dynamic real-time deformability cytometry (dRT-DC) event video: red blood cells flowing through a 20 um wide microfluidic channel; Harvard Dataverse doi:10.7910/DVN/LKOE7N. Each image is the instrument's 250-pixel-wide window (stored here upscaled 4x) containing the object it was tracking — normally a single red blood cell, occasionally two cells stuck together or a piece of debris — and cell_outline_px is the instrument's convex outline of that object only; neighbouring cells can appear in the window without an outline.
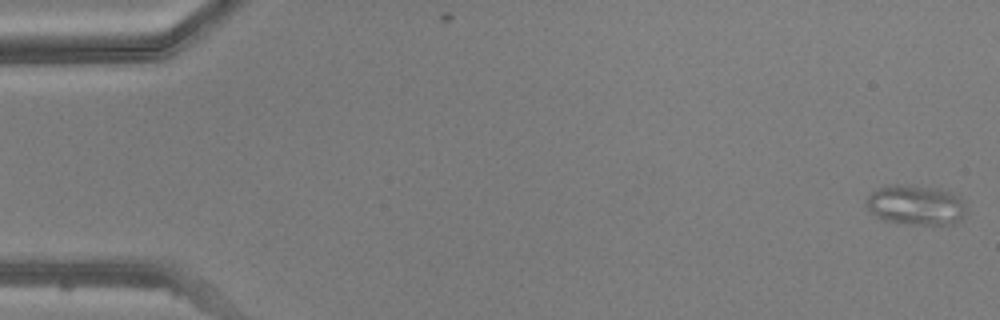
{"species": "common noctule bat (a hibernating species)", "species_latin": "Nyctalus noctula", "temperature_condition": "warm", "stored_images_in_passage": 50, "camera_frame_rate_fps": 3000, "um_per_image_px": 0.085, "animal": {"sex": "male", "body_mass_g": 20.5, "forearm_length_mm": 52.5}, "frame": {"image": 1, "passage_image": 1, "time_ms": 0.0, "image_size_px": [1000, 320], "cell_outline_px": [[964, 216], [960, 220], [952, 224], [908, 224], [884, 220], [876, 216], [868, 208], [868, 196], [872, 192], [880, 188], [896, 184], [908, 184], [936, 188], [952, 192], [960, 196], [964, 200]], "centroid_in_image_um": [77.89, 17.42], "position_along_channel_um": 7.1, "area_um2": 23.12}}
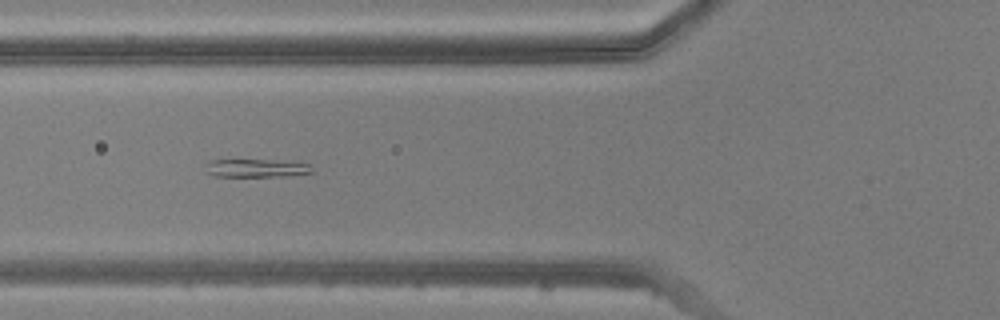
{"frame": {"image": 2, "passage_image": 19, "time_ms": 6.0, "image_size_px": [1000, 320], "cell_outline_px": [[312, 172], [284, 176], [216, 176], [208, 172], [204, 164], [208, 160], [268, 160], [308, 164]], "centroid_in_image_um": [21.69, 14.29], "position_along_channel_um": 104.1, "area_um2": 10.87}}
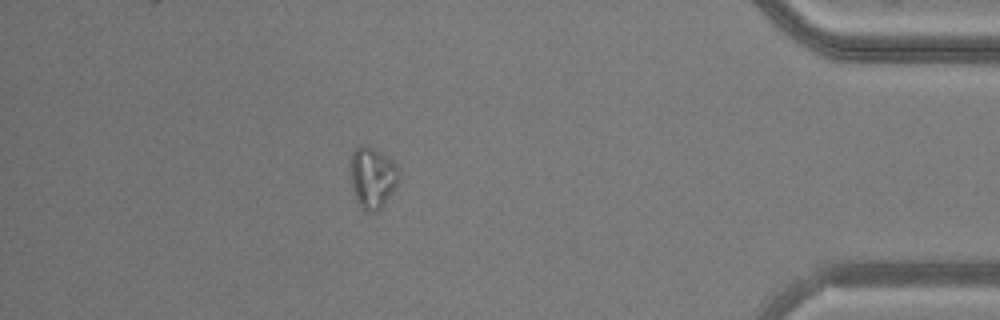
{"frame": {"image": 3, "passage_image": 44, "time_ms": 14.333, "image_size_px": [1000, 320], "cell_outline_px": [[400, 180], [396, 188], [384, 204], [376, 212], [364, 212], [356, 200], [352, 188], [352, 152], [356, 144], [368, 144], [388, 156], [400, 168]], "centroid_in_image_um": [31.7, 15.06], "position_along_channel_um": 403.5, "area_um2": 17.74}}